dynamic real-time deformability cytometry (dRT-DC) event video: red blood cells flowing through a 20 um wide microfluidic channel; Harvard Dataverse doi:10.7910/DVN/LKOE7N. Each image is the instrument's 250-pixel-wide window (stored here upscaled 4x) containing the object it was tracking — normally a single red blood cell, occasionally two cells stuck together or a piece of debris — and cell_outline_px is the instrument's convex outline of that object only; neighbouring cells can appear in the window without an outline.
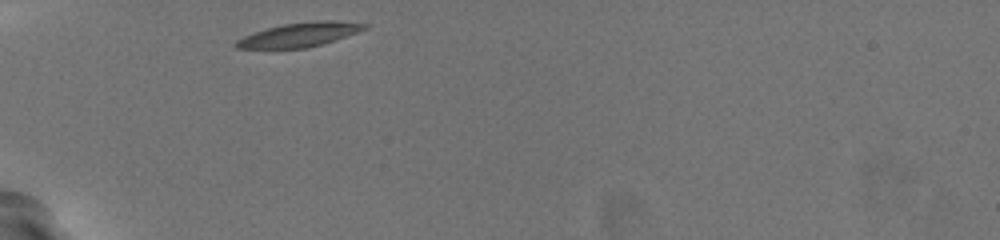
{"species": "common noctule bat (a hibernating species)", "species_latin": "Nyctalus noctula", "temperature_condition": "warm", "stored_images_in_passage": 30, "camera_frame_rate_fps": 3000, "um_per_image_px": 0.085, "animal": {"sex": "female", "body_mass_g": 19.5, "forearm_length_mm": 54.1}, "frame": {"image": 1, "passage_image": 1, "time_ms": 0.0, "image_size_px": [1000, 240], "cell_outline_px": [[368, 28], [320, 44], [304, 48], [236, 48], [232, 44], [236, 40], [244, 36], [268, 28], [284, 24], [320, 20], [336, 20], [368, 24]], "centroid_in_image_um": [25.44, 2.94], "position_along_channel_um": 59.6, "area_um2": 17.63}}
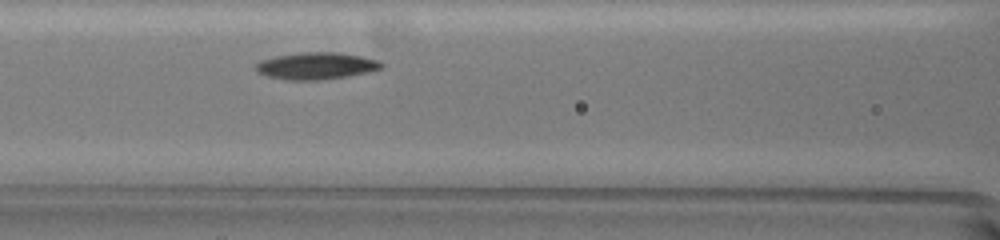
{"frame": {"image": 2, "passage_image": 9, "time_ms": 2.667, "image_size_px": [1000, 240], "cell_outline_px": [[384, 68], [368, 72], [344, 76], [316, 80], [288, 80], [268, 76], [256, 72], [256, 64], [260, 60], [276, 56], [300, 52], [340, 52], [360, 56], [376, 60], [384, 64]], "centroid_in_image_um": [26.86, 5.59], "position_along_channel_um": 139.7, "area_um2": 19.59}}
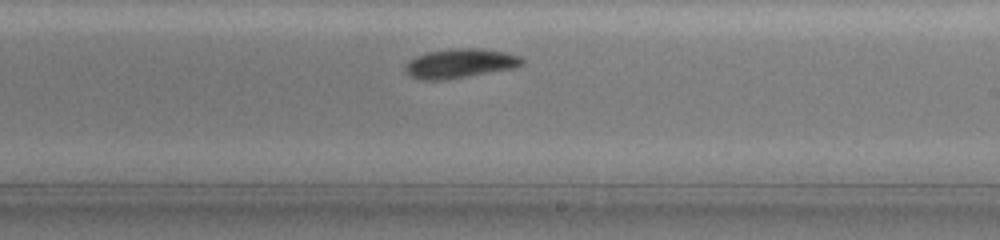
{"frame": {"image": 3, "passage_image": 18, "time_ms": 5.667, "image_size_px": [1000, 240], "cell_outline_px": [[524, 64], [512, 68], [440, 80], [420, 80], [412, 76], [408, 72], [408, 64], [416, 56], [428, 52], [456, 48], [476, 48], [504, 52], [520, 56], [524, 60]], "centroid_in_image_um": [39.15, 5.37], "position_along_channel_um": 249.9, "area_um2": 19.19}, "authors_computed_cell_mechanics": {"area_um2": 19.5364, "velocity_mm_per_s": 3.6899, "shape_relaxation_time_tau1_ms": 2.2491, "shape_relaxation_time_tau2_ms": null, "deformation_change_tau1": 0.0903, "deformation_change_tau2": null}}